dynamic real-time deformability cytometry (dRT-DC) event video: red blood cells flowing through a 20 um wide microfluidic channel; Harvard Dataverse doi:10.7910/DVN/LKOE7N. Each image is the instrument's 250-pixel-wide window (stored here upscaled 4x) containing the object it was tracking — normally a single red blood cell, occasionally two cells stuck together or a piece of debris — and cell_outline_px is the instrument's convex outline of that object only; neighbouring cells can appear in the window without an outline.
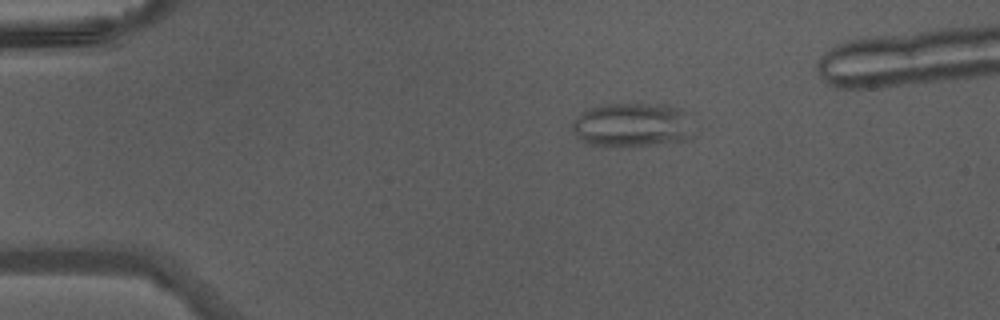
{"species": "Egyptian fruit bat (a non-hibernating species)", "species_latin": "Rousettus aegyptiacus", "temperature_condition": "warm", "stored_images_in_passage": 35, "camera_frame_rate_fps": 3000, "um_per_image_px": 0.085, "animal": {"sex": "male"}, "frame": {"image": 1, "passage_image": 1, "time_ms": 0.0, "image_size_px": [1000, 320], "cell_outline_px": [[688, 140], [628, 148], [588, 144], [580, 140], [572, 128], [572, 120], [576, 116], [592, 108], [608, 104], [668, 104], [680, 108], [684, 112], [688, 136]], "centroid_in_image_um": [53.65, 10.65], "position_along_channel_um": 31.4, "area_um2": 30.92}}
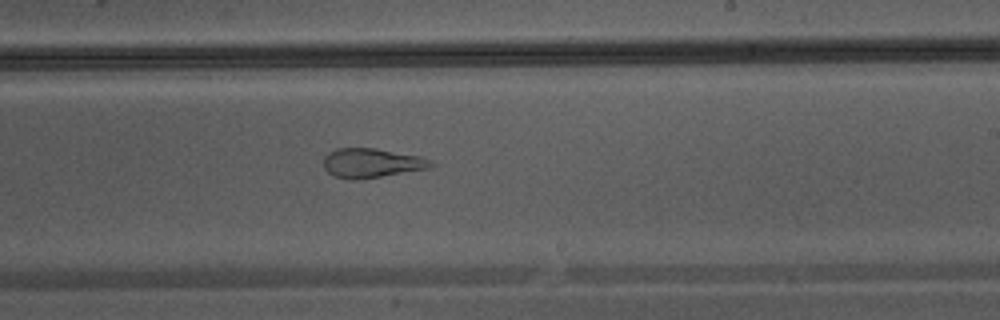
{"frame": {"image": 2, "passage_image": 20, "time_ms": 6.333, "image_size_px": [1000, 320], "cell_outline_px": [[436, 164], [428, 168], [356, 180], [352, 180], [336, 176], [328, 172], [324, 168], [324, 156], [328, 152], [336, 148], [376, 148], [420, 156], [432, 160]], "centroid_in_image_um": [31.58, 13.84], "position_along_channel_um": 257.4, "area_um2": 18.26}}